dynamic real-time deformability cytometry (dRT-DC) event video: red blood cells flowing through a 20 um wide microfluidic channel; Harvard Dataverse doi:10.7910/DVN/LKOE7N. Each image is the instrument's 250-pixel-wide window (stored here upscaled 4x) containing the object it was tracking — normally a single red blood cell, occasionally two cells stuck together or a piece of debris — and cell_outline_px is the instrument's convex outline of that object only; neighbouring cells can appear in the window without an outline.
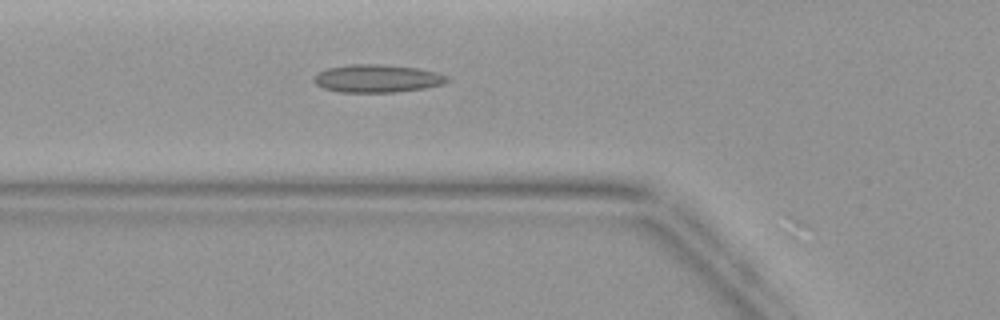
{"species": "common noctule bat (a hibernating species)", "species_latin": "Nyctalus noctula", "temperature_condition": "warm", "stored_images_in_passage": 41, "camera_frame_rate_fps": 3000, "um_per_image_px": 0.085, "animal": {"sex": "female", "body_mass_g": 19.9}, "frame": {"image": 1, "passage_image": 12, "time_ms": 3.667, "image_size_px": [1000, 320], "cell_outline_px": [[452, 80], [444, 84], [424, 88], [396, 92], [340, 92], [324, 88], [316, 84], [312, 80], [316, 72], [328, 68], [348, 64], [380, 64], [416, 68], [436, 72], [448, 76]], "centroid_in_image_um": [32.06, 6.67], "position_along_channel_um": 93.7, "area_um2": 21.79}}
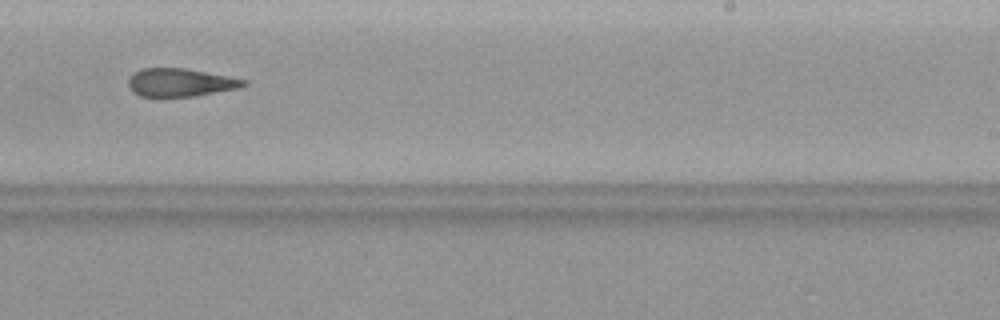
{"frame": {"image": 2, "passage_image": 24, "time_ms": 7.667, "image_size_px": [1000, 320], "cell_outline_px": [[248, 84], [236, 88], [196, 96], [140, 96], [132, 92], [128, 88], [128, 80], [140, 68], [184, 68], [228, 76], [248, 80]], "centroid_in_image_um": [15.31, 7.01], "position_along_channel_um": 273.7, "area_um2": 18.73}}
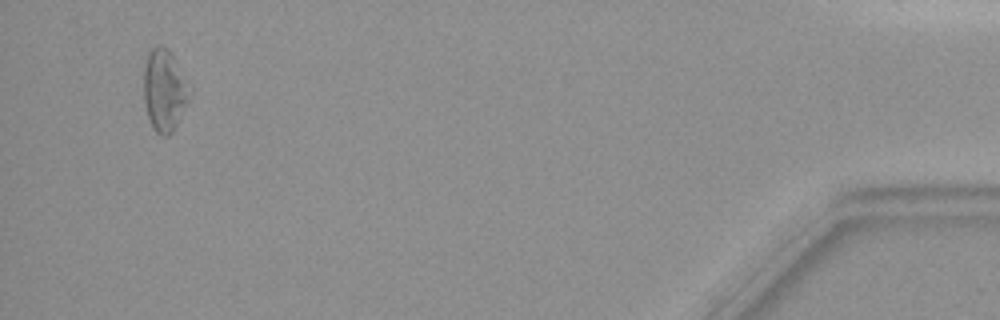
{"frame": {"image": 3, "passage_image": 39, "time_ms": 12.667, "image_size_px": [1000, 320], "cell_outline_px": [[192, 96], [172, 132], [168, 136], [160, 136], [152, 128], [144, 104], [144, 64], [148, 52], [152, 48], [160, 44], [168, 48], [192, 88]], "centroid_in_image_um": [13.99, 7.68], "position_along_channel_um": 421.2, "area_um2": 22.31}}